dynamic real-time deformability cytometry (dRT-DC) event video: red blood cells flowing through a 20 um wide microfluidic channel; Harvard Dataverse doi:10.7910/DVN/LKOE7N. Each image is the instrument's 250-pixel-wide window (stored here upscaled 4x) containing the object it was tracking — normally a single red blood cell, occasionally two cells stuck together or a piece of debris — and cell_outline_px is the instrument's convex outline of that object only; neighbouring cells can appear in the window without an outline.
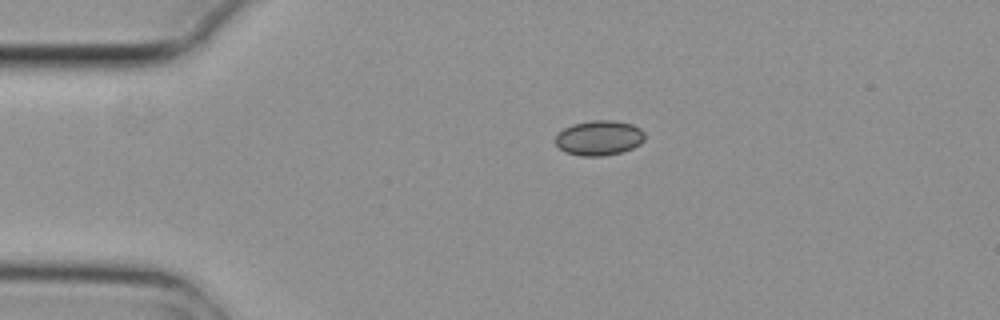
{"species": "common noctule bat (a hibernating species)", "species_latin": "Nyctalus noctula", "temperature_condition": "cold", "stored_images_in_passage": 2, "camera_frame_rate_fps": 3000, "um_per_image_px": 0.085, "animal": {"sex": "female", "body_mass_g": 29.2, "forearm_length_mm": 56.3}, "frame": {"image": 1, "passage_image": 1, "time_ms": 0.0, "image_size_px": [1000, 320], "cell_outline_px": [[644, 140], [640, 144], [632, 148], [620, 152], [600, 156], [580, 156], [564, 152], [556, 144], [556, 136], [564, 128], [572, 124], [592, 120], [612, 120], [632, 124], [640, 128], [644, 132]], "centroid_in_image_um": [50.92, 11.72], "position_along_channel_um": 34.1, "area_um2": 18.15}}